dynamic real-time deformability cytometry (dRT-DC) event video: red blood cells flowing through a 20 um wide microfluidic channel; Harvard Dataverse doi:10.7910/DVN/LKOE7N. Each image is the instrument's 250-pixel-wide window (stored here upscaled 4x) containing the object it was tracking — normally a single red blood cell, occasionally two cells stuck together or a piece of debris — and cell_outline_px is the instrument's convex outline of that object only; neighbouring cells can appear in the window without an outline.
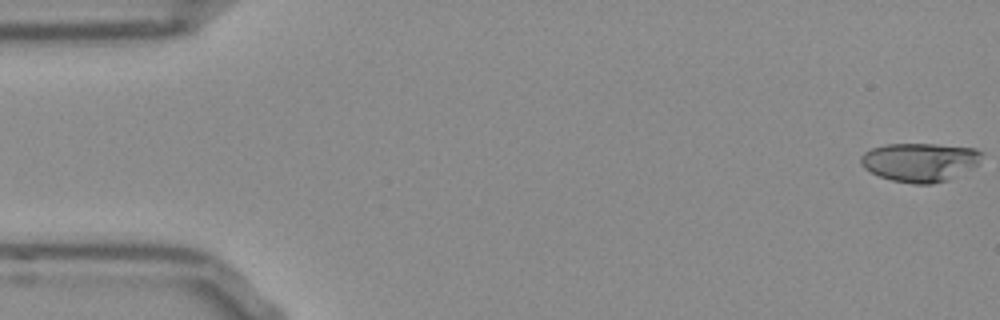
{"species": "Egyptian fruit bat (a non-hibernating species)", "species_latin": "Rousettus aegyptiacus", "temperature_condition": "room temperature", "stored_images_in_passage": 53, "camera_frame_rate_fps": 3000, "um_per_image_px": 0.085, "frame": {"image": 1, "passage_image": 1, "time_ms": 0.0, "image_size_px": [1000, 320], "cell_outline_px": [[984, 152], [976, 164], [948, 180], [932, 184], [916, 184], [892, 180], [880, 176], [864, 168], [860, 164], [860, 156], [864, 152], [872, 148], [884, 144], [936, 144], [976, 148]], "centroid_in_image_um": [78.16, 13.76], "position_along_channel_um": 6.8, "area_um2": 27.17}}
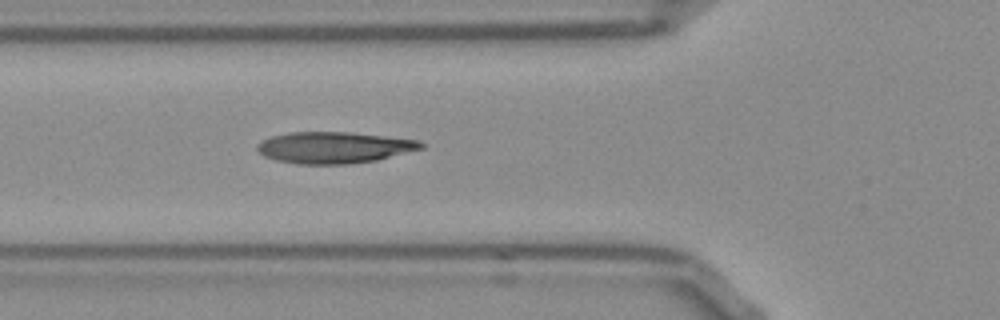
{"frame": {"image": 2, "passage_image": 19, "time_ms": 6.0, "image_size_px": [1000, 320], "cell_outline_px": [[424, 148], [376, 160], [348, 164], [296, 164], [276, 160], [264, 156], [256, 148], [256, 144], [272, 136], [292, 132], [348, 132], [420, 140], [424, 144]], "centroid_in_image_um": [28.4, 12.54], "position_along_channel_um": 97.4, "area_um2": 29.88}}
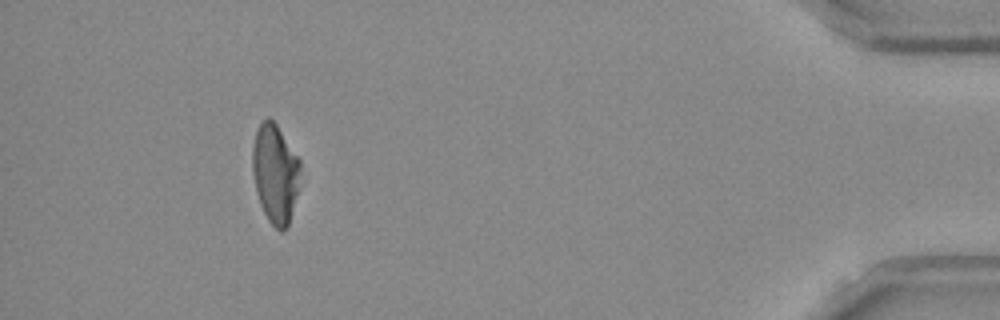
{"frame": {"image": 3, "passage_image": 49, "time_ms": 16.0, "image_size_px": [1000, 320], "cell_outline_px": [[300, 172], [296, 192], [288, 228], [280, 232], [268, 220], [260, 204], [256, 192], [252, 168], [252, 148], [256, 132], [260, 124], [268, 116], [276, 124], [300, 160]], "centroid_in_image_um": [23.37, 14.75], "position_along_channel_um": 411.8, "area_um2": 27.22}, "authors_computed_cell_mechanics": {"area_um2": 29.189, "velocity_mm_per_s": 3.8028, "shape_relaxation_time_tau1_ms": 5.6272, "shape_relaxation_time_tau2_ms": 2.2075, "deformation_change_tau1": 0.2017, "deformation_change_tau2": 0.1057}}